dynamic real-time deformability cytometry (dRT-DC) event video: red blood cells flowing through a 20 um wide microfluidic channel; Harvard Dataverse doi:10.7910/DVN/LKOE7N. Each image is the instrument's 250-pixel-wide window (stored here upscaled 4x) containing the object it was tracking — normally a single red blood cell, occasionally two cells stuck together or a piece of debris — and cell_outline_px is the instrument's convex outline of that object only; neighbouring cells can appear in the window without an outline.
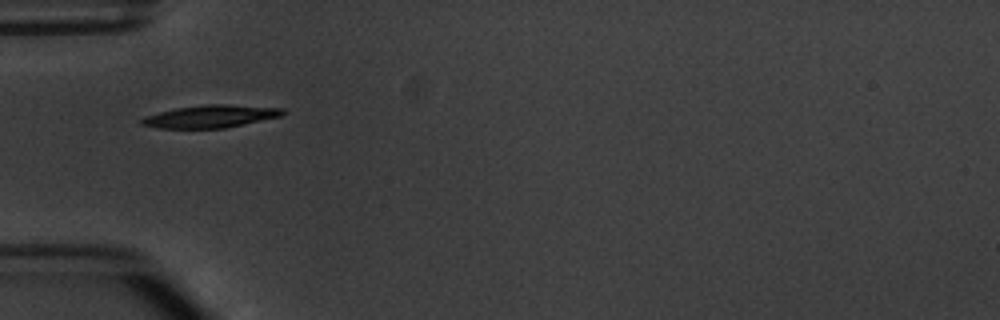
{"species": "common noctule bat (a hibernating species)", "species_latin": "Nyctalus noctula", "temperature_condition": "warm", "stored_images_in_passage": 7, "camera_frame_rate_fps": 3000, "um_per_image_px": 0.085, "animal": {"sex": "male", "body_mass_g": 20.1, "forearm_length_mm": 53.5}, "frame": {"image": 1, "passage_image": 5, "time_ms": 5.667, "image_size_px": [1000, 320], "cell_outline_px": [[288, 112], [280, 116], [224, 128], [156, 128], [140, 124], [140, 120], [144, 116], [176, 108], [204, 104], [228, 104], [284, 108]], "centroid_in_image_um": [17.9, 9.88], "position_along_channel_um": 67.1, "area_um2": 18.55}}
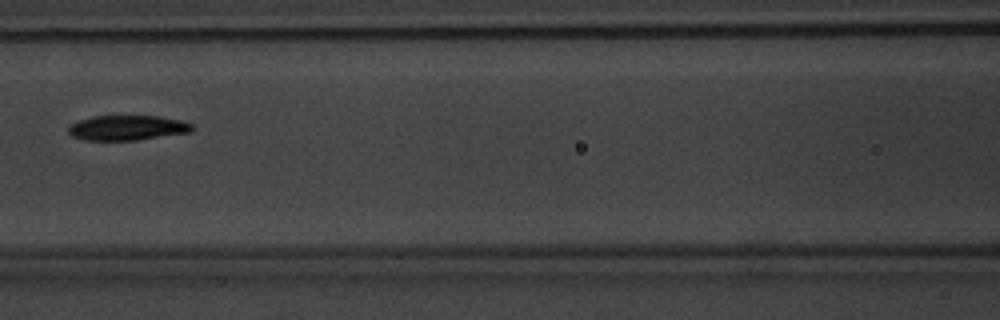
{"frame": {"image": 2, "passage_image": 7, "time_ms": 8.0, "image_size_px": [1000, 320], "cell_outline_px": [[196, 128], [192, 132], [136, 140], [84, 140], [72, 136], [68, 132], [68, 128], [72, 124], [80, 120], [92, 116], [160, 116], [184, 120], [192, 124]], "centroid_in_image_um": [10.89, 10.86], "position_along_channel_um": 155.7, "area_um2": 18.15}}